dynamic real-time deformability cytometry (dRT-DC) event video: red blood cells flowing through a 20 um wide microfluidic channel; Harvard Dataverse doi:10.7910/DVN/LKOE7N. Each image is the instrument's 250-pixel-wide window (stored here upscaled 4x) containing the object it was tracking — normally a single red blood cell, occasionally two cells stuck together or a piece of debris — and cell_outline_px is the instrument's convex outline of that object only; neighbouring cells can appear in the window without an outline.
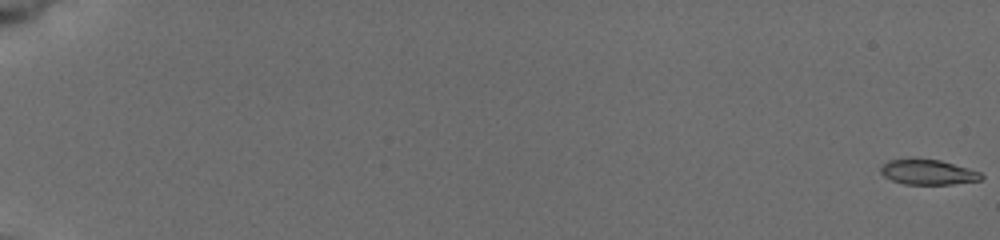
{"species": "common noctule bat (a hibernating species)", "species_latin": "Nyctalus noctula", "temperature_condition": "cold", "stored_images_in_passage": 21, "camera_frame_rate_fps": 3000, "um_per_image_px": 0.085, "animal": {"sex": "female", "body_mass_g": 19.5, "forearm_length_mm": 54.1}, "frame": {"image": 1, "passage_image": 1, "time_ms": 0.0, "image_size_px": [1000, 240], "cell_outline_px": [[984, 176], [980, 180], [952, 184], [904, 184], [892, 180], [884, 176], [880, 172], [880, 168], [888, 160], [908, 156], [940, 160], [968, 168], [980, 172]], "centroid_in_image_um": [78.82, 14.59], "position_along_channel_um": 6.2, "area_um2": 15.09}}
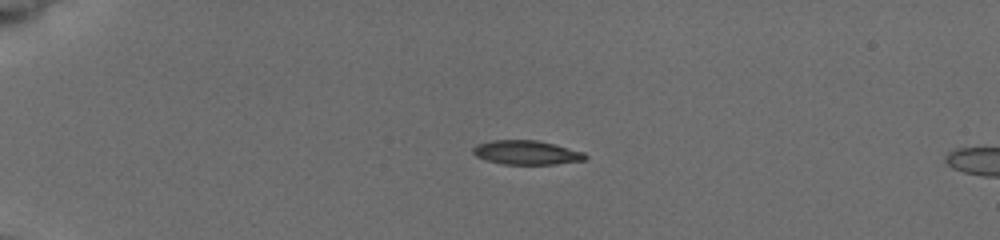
{"frame": {"image": 2, "passage_image": 15, "time_ms": 5.0, "image_size_px": [1000, 240], "cell_outline_px": [[588, 156], [584, 160], [556, 164], [504, 164], [488, 160], [476, 156], [472, 152], [472, 148], [476, 144], [492, 140], [536, 140], [584, 152]], "centroid_in_image_um": [44.73, 12.96], "position_along_channel_um": 40.3, "area_um2": 15.61}}